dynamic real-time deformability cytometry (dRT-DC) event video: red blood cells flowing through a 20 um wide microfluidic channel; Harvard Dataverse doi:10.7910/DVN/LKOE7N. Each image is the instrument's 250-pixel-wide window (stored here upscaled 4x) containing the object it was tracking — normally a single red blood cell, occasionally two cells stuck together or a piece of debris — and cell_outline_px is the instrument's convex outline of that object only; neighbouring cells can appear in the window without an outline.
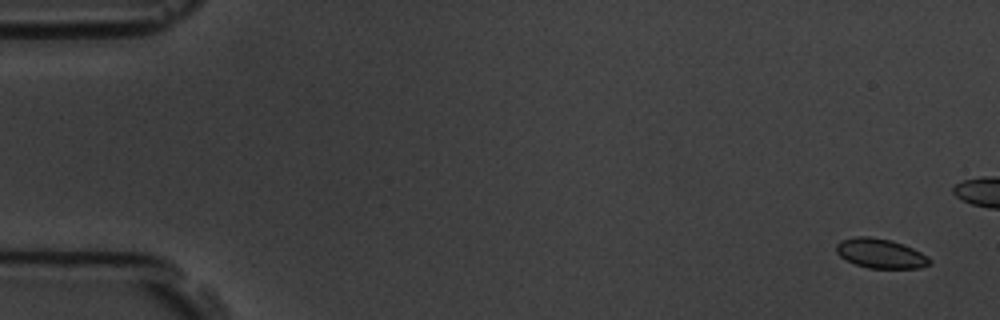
{"species": "common noctule bat (a hibernating species)", "species_latin": "Nyctalus noctula", "temperature_condition": "room temperature", "stored_images_in_passage": 6, "segment_of_instrument_passage": [2, 2], "camera_frame_rate_fps": 3000, "um_per_image_px": 0.085, "animal": {"sex": "male", "body_mass_g": 19.5, "forearm_length_mm": 54.6}, "frame": {"image": 1, "passage_image": 6, "time_ms": 6.0, "image_size_px": [1000, 320], "cell_outline_px": [[932, 264], [920, 268], [868, 268], [856, 264], [840, 256], [836, 252], [836, 244], [840, 240], [852, 236], [872, 236], [892, 240], [904, 244], [928, 256], [932, 260]], "centroid_in_image_um": [74.86, 21.53], "position_along_channel_um": 10.1, "area_um2": 16.3}}